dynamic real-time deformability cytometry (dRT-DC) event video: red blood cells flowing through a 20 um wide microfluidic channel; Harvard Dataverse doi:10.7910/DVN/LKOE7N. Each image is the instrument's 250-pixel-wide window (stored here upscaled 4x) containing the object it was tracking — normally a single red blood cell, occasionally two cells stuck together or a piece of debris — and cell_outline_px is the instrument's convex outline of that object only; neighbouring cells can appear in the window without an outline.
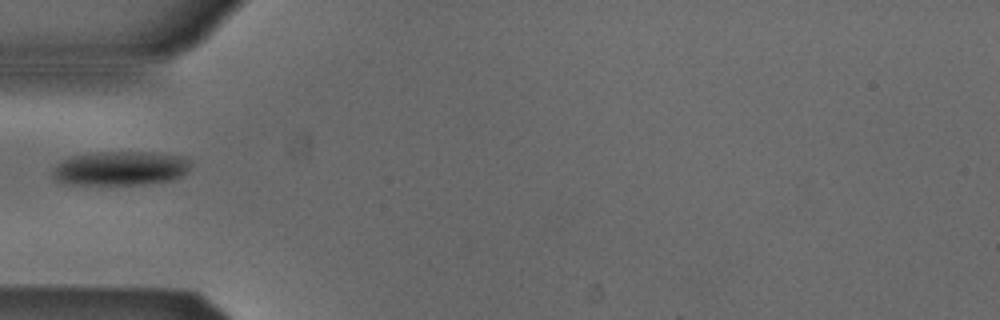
{"species": "Egyptian fruit bat (a non-hibernating species)", "species_latin": "Rousettus aegyptiacus", "temperature_condition": "cold", "stored_images_in_passage": 34, "camera_frame_rate_fps": 3000, "um_per_image_px": 0.085, "animal": {"sex": "male"}, "frame": {"image": 1, "passage_image": 1, "time_ms": 0.0, "image_size_px": [1000, 320], "cell_outline_px": [[192, 164], [176, 180], [144, 184], [60, 184], [52, 176], [52, 168], [60, 160], [72, 156], [100, 152], [152, 152], [184, 156], [192, 160]], "centroid_in_image_um": [10.22, 14.3], "position_along_channel_um": 74.8, "area_um2": 27.86}}
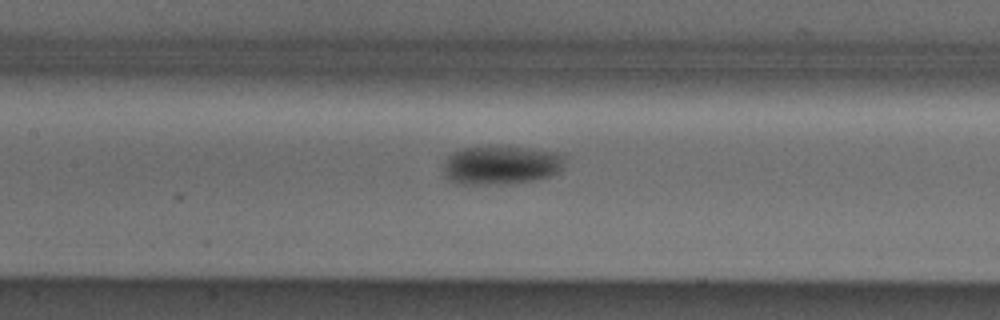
{"frame": {"image": 2, "passage_image": 8, "time_ms": 2.333, "image_size_px": [1000, 320], "cell_outline_px": [[560, 168], [552, 176], [536, 180], [516, 184], [456, 184], [448, 180], [444, 176], [444, 160], [452, 152], [464, 148], [528, 148], [556, 152], [560, 156]], "centroid_in_image_um": [42.5, 14.08], "position_along_channel_um": 164.9, "area_um2": 26.99}}
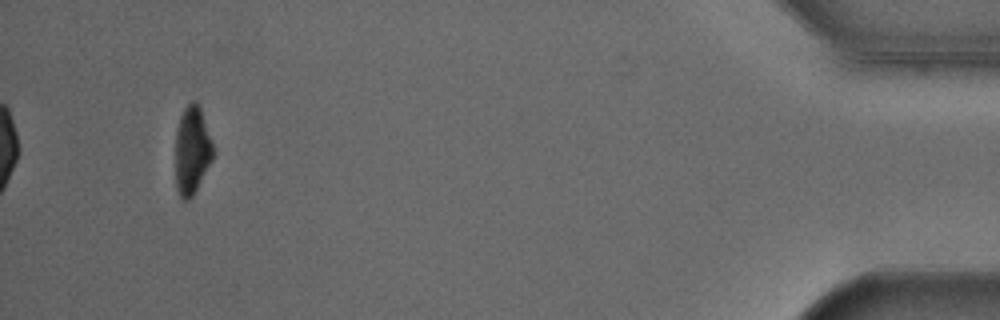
{"frame": {"image": 3, "passage_image": 34, "time_ms": 11.0, "image_size_px": [1000, 320], "cell_outline_px": [[212, 160], [192, 196], [188, 200], [184, 200], [180, 196], [176, 188], [176, 132], [180, 116], [184, 108], [192, 100], [196, 100], [200, 104], [212, 144]], "centroid_in_image_um": [16.31, 12.73], "position_along_channel_um": 418.9, "area_um2": 19.07}}